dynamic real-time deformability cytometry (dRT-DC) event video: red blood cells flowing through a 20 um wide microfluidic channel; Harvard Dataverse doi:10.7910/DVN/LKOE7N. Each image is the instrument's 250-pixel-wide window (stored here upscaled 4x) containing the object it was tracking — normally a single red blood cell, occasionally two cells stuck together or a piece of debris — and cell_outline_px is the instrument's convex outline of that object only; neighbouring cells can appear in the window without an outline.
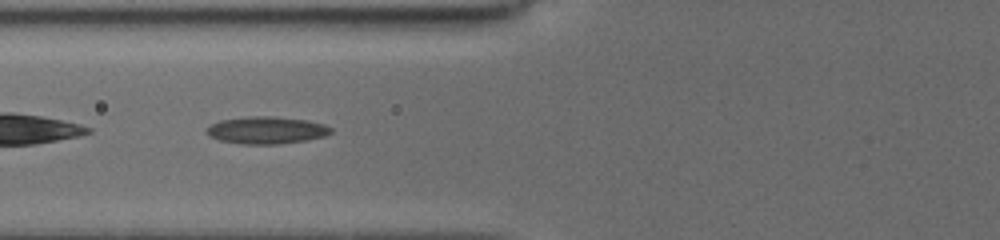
{"species": "common noctule bat (a hibernating species)", "species_latin": "Nyctalus noctula", "temperature_condition": "cold", "stored_images_in_passage": 38, "camera_frame_rate_fps": 3000, "um_per_image_px": 0.085, "animal": {"sex": "female", "body_mass_g": 19.5, "forearm_length_mm": 54.1}, "frame": {"image": 1, "passage_image": 7, "time_ms": 1.333, "image_size_px": [1000, 240], "cell_outline_px": [[332, 132], [324, 136], [308, 140], [276, 144], [244, 144], [220, 140], [212, 136], [208, 132], [208, 128], [212, 124], [220, 120], [248, 116], [276, 116], [308, 120], [324, 124], [332, 128]], "centroid_in_image_um": [22.72, 11.05], "position_along_channel_um": 103.1, "area_um2": 19.59}}
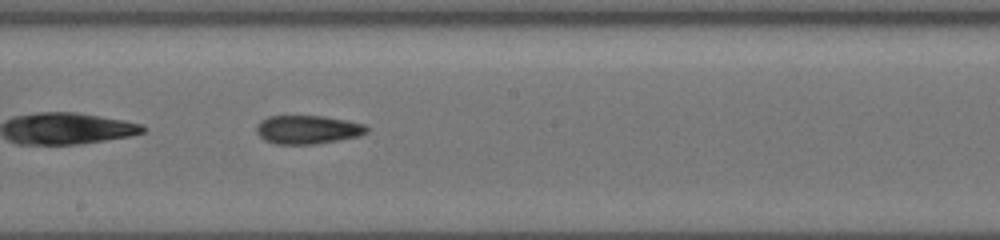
{"frame": {"image": 2, "passage_image": 21, "time_ms": 4.333, "image_size_px": [1000, 240], "cell_outline_px": [[368, 132], [356, 136], [316, 144], [276, 144], [264, 140], [256, 132], [256, 128], [260, 120], [268, 116], [320, 116], [344, 120], [364, 124], [368, 128]], "centroid_in_image_um": [26.1, 11.02], "position_along_channel_um": 222.1, "area_um2": 18.15}}
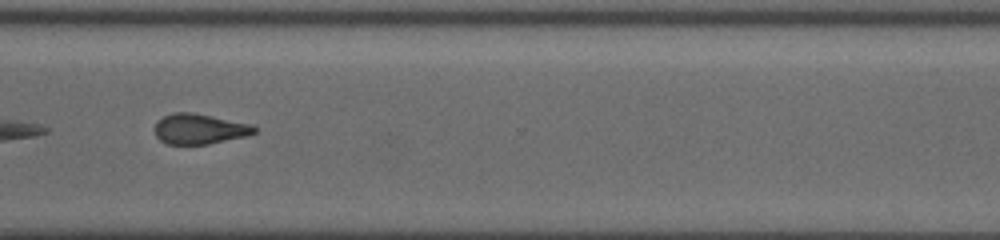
{"frame": {"image": 3, "passage_image": 37, "time_ms": 7.667, "image_size_px": [1000, 240], "cell_outline_px": [[256, 132], [248, 136], [208, 144], [168, 144], [160, 140], [156, 136], [156, 124], [164, 116], [176, 112], [192, 112], [252, 124], [256, 128]], "centroid_in_image_um": [17.0, 10.96], "position_along_channel_um": 353.6, "area_um2": 17.46}}